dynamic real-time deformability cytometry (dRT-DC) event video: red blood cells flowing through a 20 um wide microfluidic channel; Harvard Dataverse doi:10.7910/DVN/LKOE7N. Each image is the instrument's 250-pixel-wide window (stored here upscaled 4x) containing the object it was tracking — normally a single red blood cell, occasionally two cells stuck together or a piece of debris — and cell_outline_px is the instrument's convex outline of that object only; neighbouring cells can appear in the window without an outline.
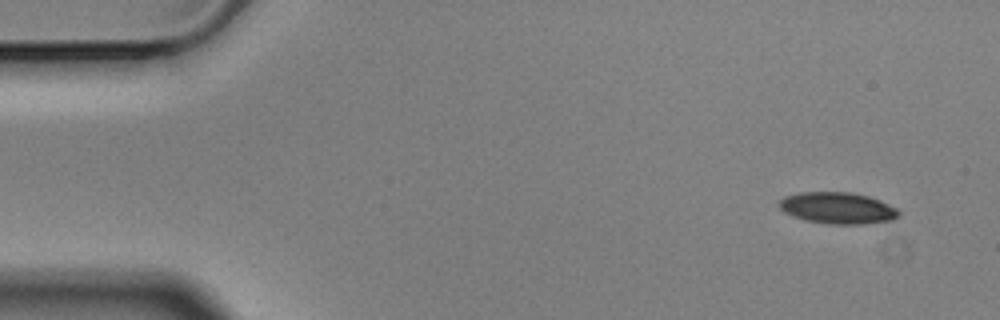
{"species": "Egyptian fruit bat (a non-hibernating species)", "species_latin": "Rousettus aegyptiacus", "temperature_condition": "cold", "stored_images_in_passage": 5, "camera_frame_rate_fps": 3000, "um_per_image_px": 0.085, "animal": {"sex": "male"}, "frame": {"image": 1, "passage_image": 1, "time_ms": 0.0, "image_size_px": [1000, 320], "cell_outline_px": [[900, 216], [892, 220], [864, 224], [828, 224], [804, 220], [792, 216], [784, 212], [780, 208], [780, 200], [784, 196], [800, 192], [852, 192], [868, 196], [880, 200], [896, 208], [900, 212]], "centroid_in_image_um": [71.2, 17.68], "position_along_channel_um": 13.8, "area_um2": 22.08}}
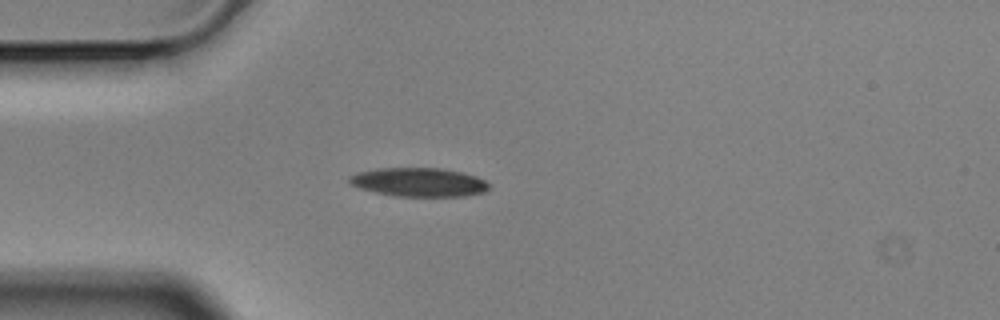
{"frame": {"image": 2, "passage_image": 4, "time_ms": 1.0, "image_size_px": [1000, 320], "cell_outline_px": [[492, 188], [484, 192], [464, 196], [396, 196], [376, 192], [360, 188], [352, 184], [348, 180], [348, 176], [356, 172], [376, 168], [440, 168], [460, 172], [476, 176], [484, 180]], "centroid_in_image_um": [35.6, 15.48], "position_along_channel_um": 49.4, "area_um2": 23.41}}